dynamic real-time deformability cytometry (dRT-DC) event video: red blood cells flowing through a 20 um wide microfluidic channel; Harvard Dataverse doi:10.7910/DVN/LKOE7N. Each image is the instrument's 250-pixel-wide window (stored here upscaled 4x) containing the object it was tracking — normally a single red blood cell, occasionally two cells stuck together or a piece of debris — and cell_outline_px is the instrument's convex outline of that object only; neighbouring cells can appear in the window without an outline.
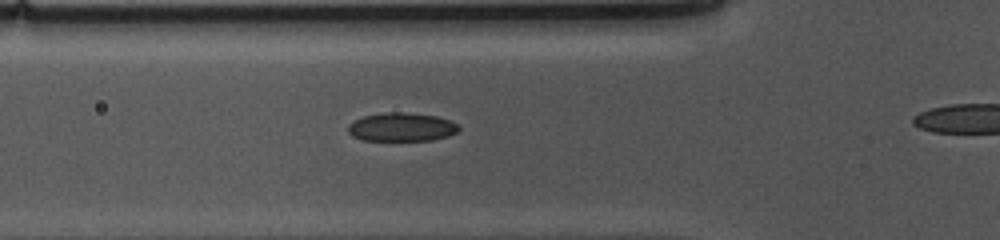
{"species": "common noctule bat (a hibernating species)", "species_latin": "Nyctalus noctula", "temperature_condition": "cold", "stored_images_in_passage": 20, "camera_frame_rate_fps": 3000, "um_per_image_px": 0.085, "animal": {"sex": "female", "body_mass_g": 10.0, "forearm_length_mm": 53.1}, "frame": {"image": 1, "passage_image": 2, "time_ms": 0.333, "image_size_px": [1000, 240], "cell_outline_px": [[460, 128], [456, 132], [448, 136], [432, 140], [360, 140], [352, 136], [348, 132], [348, 124], [364, 116], [388, 112], [400, 112], [436, 116], [448, 120], [456, 124]], "centroid_in_image_um": [34.11, 10.81], "position_along_channel_um": 91.7, "area_um2": 18.21}}
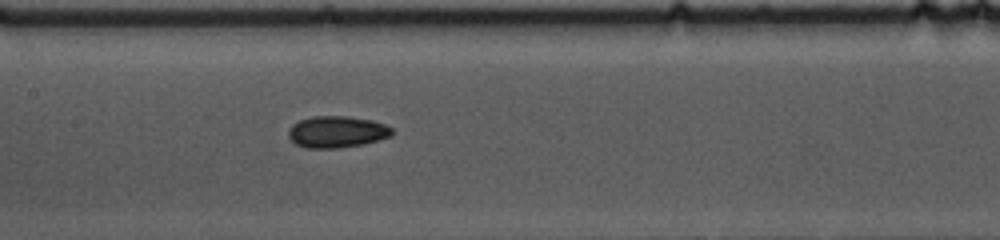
{"frame": {"image": 2, "passage_image": 9, "time_ms": 2.667, "image_size_px": [1000, 240], "cell_outline_px": [[396, 132], [392, 136], [364, 144], [336, 148], [308, 148], [296, 144], [288, 136], [288, 128], [292, 124], [300, 120], [312, 116], [348, 116], [372, 120], [384, 124], [392, 128]], "centroid_in_image_um": [28.65, 11.2], "position_along_channel_um": 178.7, "area_um2": 19.25}}
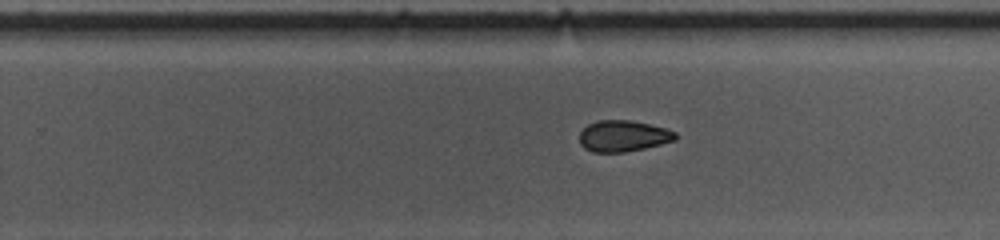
{"frame": {"image": 3, "passage_image": 17, "time_ms": 5.333, "image_size_px": [1000, 240], "cell_outline_px": [[680, 136], [676, 140], [644, 148], [624, 152], [592, 152], [584, 148], [580, 144], [580, 132], [588, 124], [596, 120], [628, 120], [648, 124], [664, 128], [676, 132]], "centroid_in_image_um": [52.97, 11.56], "position_along_channel_um": 276.8, "area_um2": 17.46}}